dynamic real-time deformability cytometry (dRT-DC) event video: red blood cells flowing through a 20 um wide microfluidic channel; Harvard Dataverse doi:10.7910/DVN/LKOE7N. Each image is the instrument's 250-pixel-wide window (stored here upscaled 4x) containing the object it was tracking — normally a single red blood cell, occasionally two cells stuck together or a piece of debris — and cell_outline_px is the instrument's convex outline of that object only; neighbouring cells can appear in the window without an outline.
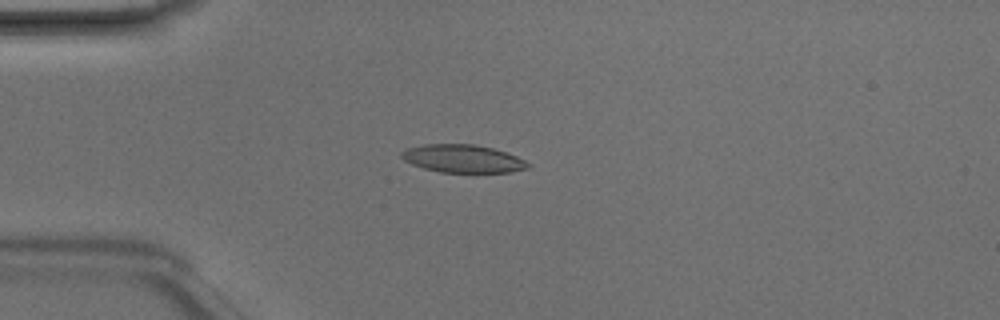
{"species": "Egyptian fruit bat (a non-hibernating species)", "species_latin": "Rousettus aegyptiacus", "temperature_condition": "room temperature", "stored_images_in_passage": 48, "camera_frame_rate_fps": 3000, "um_per_image_px": 0.085, "animal": {"sex": "male"}, "frame": {"image": 1, "passage_image": 12, "time_ms": 3.667, "image_size_px": [1000, 320], "cell_outline_px": [[532, 164], [528, 168], [508, 172], [440, 172], [424, 168], [412, 164], [404, 160], [400, 156], [400, 152], [408, 148], [424, 144], [472, 144], [492, 148], [516, 156]], "centroid_in_image_um": [39.32, 13.48], "position_along_channel_um": 45.7, "area_um2": 20.4}}
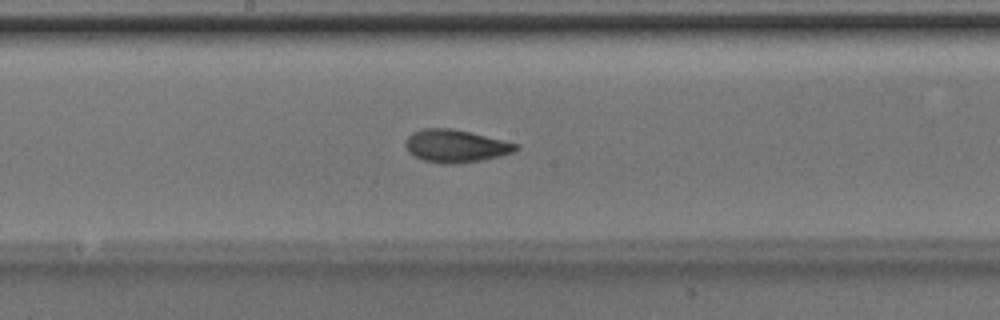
{"frame": {"image": 2, "passage_image": 25, "time_ms": 8.0, "image_size_px": [1000, 320], "cell_outline_px": [[520, 148], [512, 152], [500, 156], [460, 164], [444, 164], [424, 160], [412, 156], [408, 152], [404, 144], [404, 140], [412, 132], [424, 128], [452, 128], [472, 132], [520, 144]], "centroid_in_image_um": [38.71, 12.4], "position_along_channel_um": 209.5, "area_um2": 21.39}}
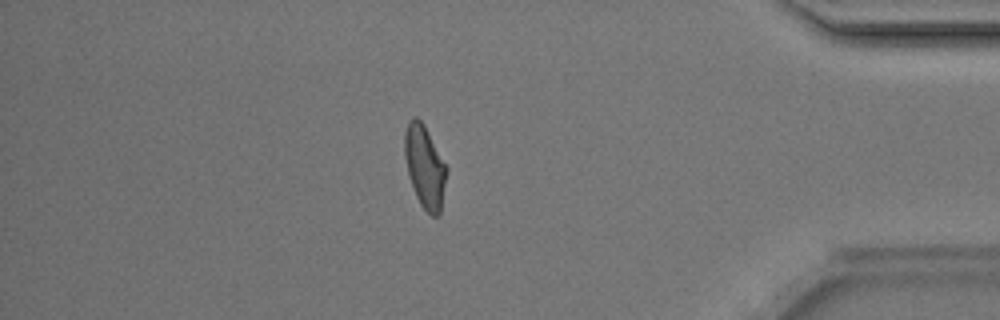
{"frame": {"image": 3, "passage_image": 41, "time_ms": 13.333, "image_size_px": [1000, 320], "cell_outline_px": [[448, 172], [440, 216], [432, 216], [420, 204], [416, 196], [408, 172], [404, 156], [404, 132], [412, 116], [416, 116], [424, 124], [448, 168]], "centroid_in_image_um": [36.13, 14.17], "position_along_channel_um": 399.1, "area_um2": 20.29}, "authors_computed_cell_mechanics": {"area_um2": 20.6924, "velocity_mm_per_s": 4.2046, "shape_relaxation_time_tau1_ms": 2.6662, "shape_relaxation_time_tau2_ms": 2.334, "deformation_change_tau1": 0.14, "deformation_change_tau2": 0.0777}}